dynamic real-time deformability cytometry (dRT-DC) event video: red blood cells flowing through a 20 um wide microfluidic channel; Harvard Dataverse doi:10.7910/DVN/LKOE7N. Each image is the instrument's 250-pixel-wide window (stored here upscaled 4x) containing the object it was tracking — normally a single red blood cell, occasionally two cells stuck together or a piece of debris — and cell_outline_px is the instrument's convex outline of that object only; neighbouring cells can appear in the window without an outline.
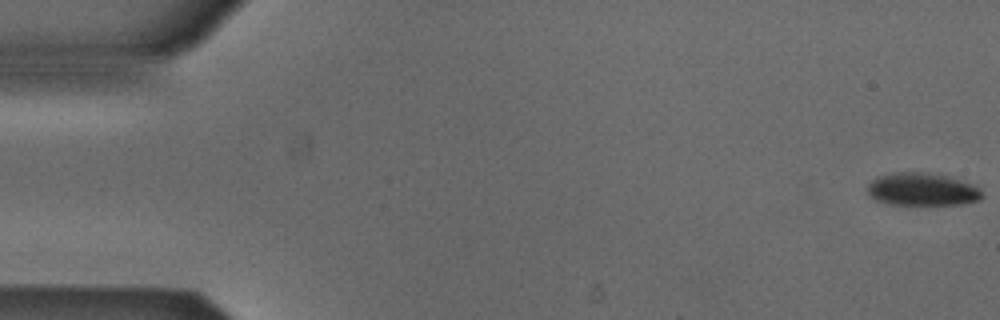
{"species": "Egyptian fruit bat (a non-hibernating species)", "species_latin": "Rousettus aegyptiacus", "temperature_condition": "cold", "stored_images_in_passage": 44, "camera_frame_rate_fps": 3000, "um_per_image_px": 0.085, "animal": {"sex": "male"}, "frame": {"image": 1, "passage_image": 1, "time_ms": 0.0, "image_size_px": [1000, 320], "cell_outline_px": [[984, 196], [980, 200], [964, 204], [888, 204], [876, 200], [868, 192], [868, 184], [872, 180], [880, 176], [900, 172], [924, 172], [944, 176], [980, 188]], "centroid_in_image_um": [78.39, 16.11], "position_along_channel_um": 6.6, "area_um2": 21.39}}
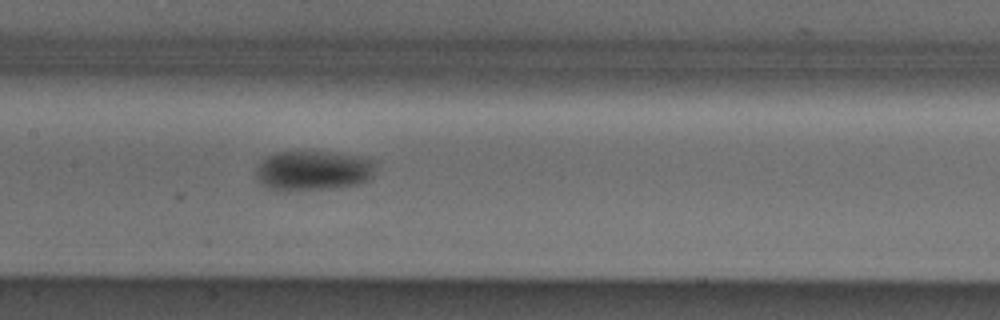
{"frame": {"image": 2, "passage_image": 26, "time_ms": 8.333, "image_size_px": [1000, 320], "cell_outline_px": [[376, 160], [372, 176], [368, 180], [360, 184], [340, 188], [276, 192], [264, 184], [256, 176], [256, 164], [260, 160], [276, 152], [324, 152], [360, 156]], "centroid_in_image_um": [26.62, 14.52], "position_along_channel_um": 180.8, "area_um2": 28.21}}
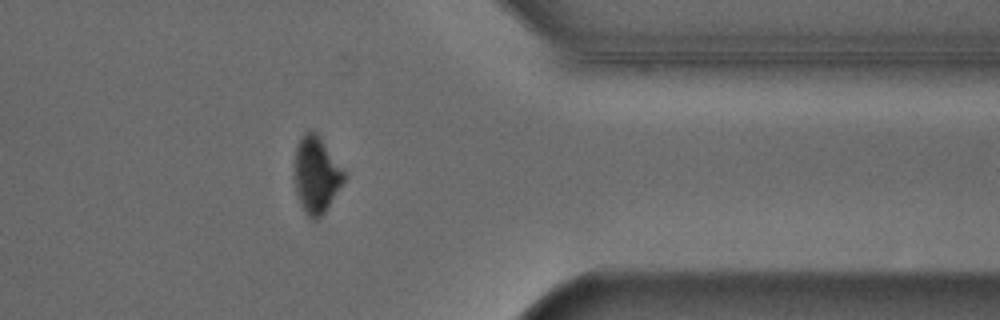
{"frame": {"image": 3, "passage_image": 43, "time_ms": 14.0, "image_size_px": [1000, 320], "cell_outline_px": [[344, 180], [324, 212], [316, 220], [312, 220], [304, 212], [300, 204], [296, 192], [296, 148], [304, 132], [312, 128], [316, 132], [344, 168]], "centroid_in_image_um": [26.89, 14.84], "position_along_channel_um": 384.5, "area_um2": 21.68}}